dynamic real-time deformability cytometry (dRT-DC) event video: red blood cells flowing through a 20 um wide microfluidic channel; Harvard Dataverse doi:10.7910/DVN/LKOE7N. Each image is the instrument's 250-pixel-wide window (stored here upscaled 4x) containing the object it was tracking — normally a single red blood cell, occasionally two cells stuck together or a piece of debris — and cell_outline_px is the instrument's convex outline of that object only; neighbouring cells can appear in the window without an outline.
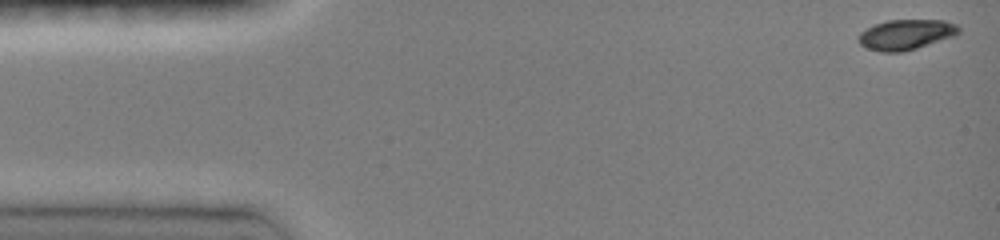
{"species": "common noctule bat (a hibernating species)", "species_latin": "Nyctalus noctula", "temperature_condition": "room temperature", "stored_images_in_passage": 44, "camera_frame_rate_fps": 3000, "um_per_image_px": 0.085, "animal": {"sex": "female", "body_mass_g": 19.0, "forearm_length_mm": 51.5}, "frame": {"image": 1, "passage_image": 1, "time_ms": 0.0, "image_size_px": [1000, 240], "cell_outline_px": [[960, 32], [956, 36], [916, 48], [900, 52], [880, 52], [868, 48], [860, 44], [856, 36], [860, 32], [876, 24], [888, 20], [944, 20], [956, 24], [960, 28]], "centroid_in_image_um": [77.02, 2.94], "position_along_channel_um": 8.0, "area_um2": 17.69}}
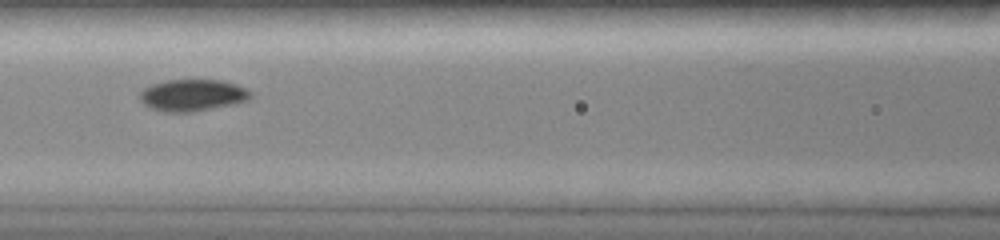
{"frame": {"image": 2, "passage_image": 20, "time_ms": 6.333, "image_size_px": [1000, 240], "cell_outline_px": [[252, 96], [248, 100], [232, 104], [196, 112], [164, 112], [152, 108], [144, 104], [140, 100], [140, 92], [144, 88], [152, 84], [164, 80], [220, 80], [236, 84], [252, 92]], "centroid_in_image_um": [16.36, 8.09], "position_along_channel_um": 150.2, "area_um2": 20.52}}
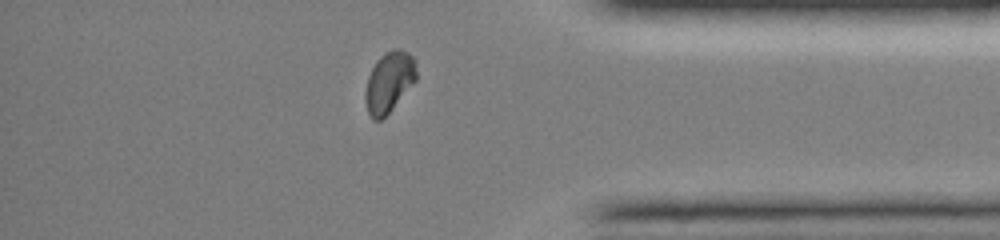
{"frame": {"image": 3, "passage_image": 39, "time_ms": 12.667, "image_size_px": [1000, 240], "cell_outline_px": [[416, 80], [392, 108], [380, 120], [372, 120], [368, 112], [364, 96], [364, 92], [368, 76], [376, 60], [384, 52], [392, 48], [400, 48], [408, 52], [416, 60]], "centroid_in_image_um": [33.06, 6.92], "position_along_channel_um": 402.1, "area_um2": 18.09}, "authors_computed_cell_mechanics": {"area_um2": 19.1896, "velocity_mm_per_s": 4.119, "shape_relaxation_time_tau1_ms": 2.9251, "shape_relaxation_time_tau2_ms": 1.9962, "deformation_change_tau1": 0.1533, "deformation_change_tau2": 0.0292}}